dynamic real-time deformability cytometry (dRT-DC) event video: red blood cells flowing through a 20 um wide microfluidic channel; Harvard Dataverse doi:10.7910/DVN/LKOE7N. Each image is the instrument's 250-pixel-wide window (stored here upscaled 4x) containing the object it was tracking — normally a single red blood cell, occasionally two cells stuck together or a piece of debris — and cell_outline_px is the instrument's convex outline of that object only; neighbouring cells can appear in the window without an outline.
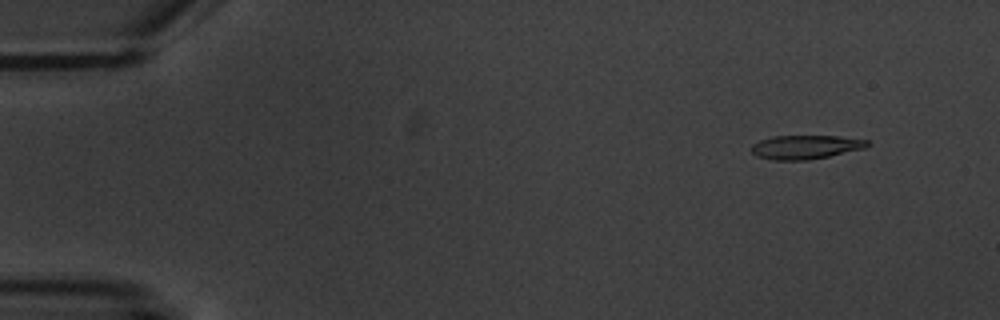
{"species": "common noctule bat (a hibernating species)", "species_latin": "Nyctalus noctula", "temperature_condition": "warm", "stored_images_in_passage": 5, "camera_frame_rate_fps": 3000, "um_per_image_px": 0.085, "animal": {"sex": "male", "body_mass_g": 20.1, "forearm_length_mm": 53.5}, "frame": {"image": 1, "passage_image": 2, "time_ms": 1.0, "image_size_px": [1000, 320], "cell_outline_px": [[872, 144], [864, 148], [828, 156], [808, 160], [772, 160], [756, 156], [748, 148], [752, 144], [760, 140], [772, 136], [840, 136], [868, 140]], "centroid_in_image_um": [68.44, 12.49], "position_along_channel_um": 16.6, "area_um2": 16.24}}
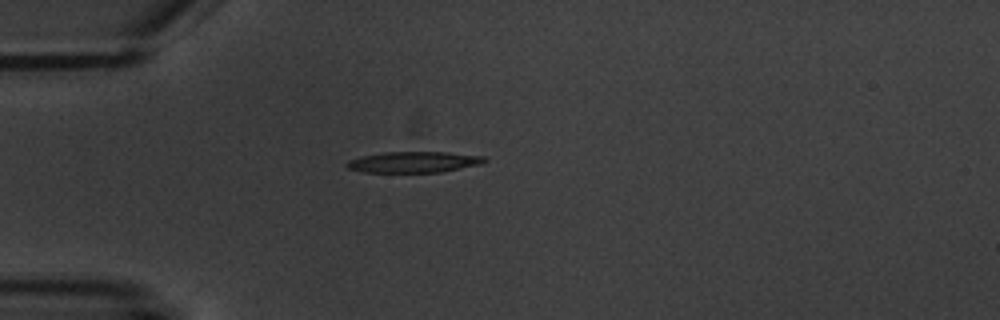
{"frame": {"image": 2, "passage_image": 5, "time_ms": 4.667, "image_size_px": [1000, 320], "cell_outline_px": [[488, 160], [480, 164], [440, 172], [364, 172], [348, 168], [344, 164], [348, 160], [364, 156], [384, 152], [448, 152], [484, 156]], "centroid_in_image_um": [35.17, 13.77], "position_along_channel_um": 49.8, "area_um2": 16.7}}